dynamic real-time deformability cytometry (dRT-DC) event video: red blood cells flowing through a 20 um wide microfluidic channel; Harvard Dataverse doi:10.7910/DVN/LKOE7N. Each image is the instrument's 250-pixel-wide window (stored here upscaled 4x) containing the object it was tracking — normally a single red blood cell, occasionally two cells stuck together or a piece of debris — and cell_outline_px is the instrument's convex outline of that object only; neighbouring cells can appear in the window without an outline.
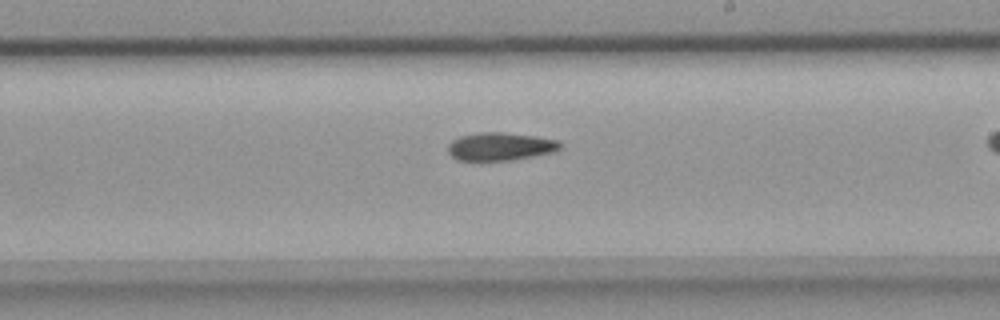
{"species": "common noctule bat (a hibernating species)", "species_latin": "Nyctalus noctula", "temperature_condition": "room temperature", "stored_images_in_passage": 28, "camera_frame_rate_fps": 3000, "um_per_image_px": 0.085, "animal": {"sex": "female", "body_mass_g": 18.4}, "frame": {"image": 1, "passage_image": 20, "time_ms": 6.333, "image_size_px": [1000, 320], "cell_outline_px": [[560, 148], [552, 152], [512, 160], [456, 160], [448, 152], [448, 144], [452, 140], [460, 136], [480, 132], [500, 132], [536, 136], [556, 140], [560, 144]], "centroid_in_image_um": [42.47, 12.45], "position_along_channel_um": 246.5, "area_um2": 18.09}}
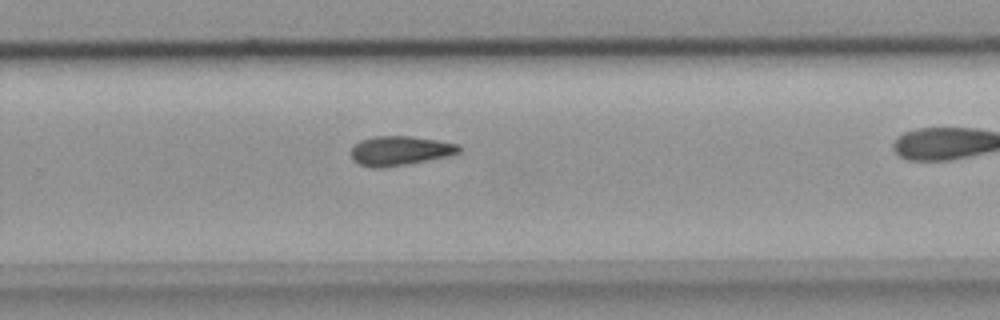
{"frame": {"image": 2, "passage_image": 23, "time_ms": 7.333, "image_size_px": [1000, 320], "cell_outline_px": [[460, 152], [448, 156], [408, 164], [380, 168], [372, 168], [360, 164], [352, 160], [348, 152], [360, 140], [376, 136], [412, 136], [460, 144]], "centroid_in_image_um": [33.97, 12.81], "position_along_channel_um": 295.8, "area_um2": 18.61}}
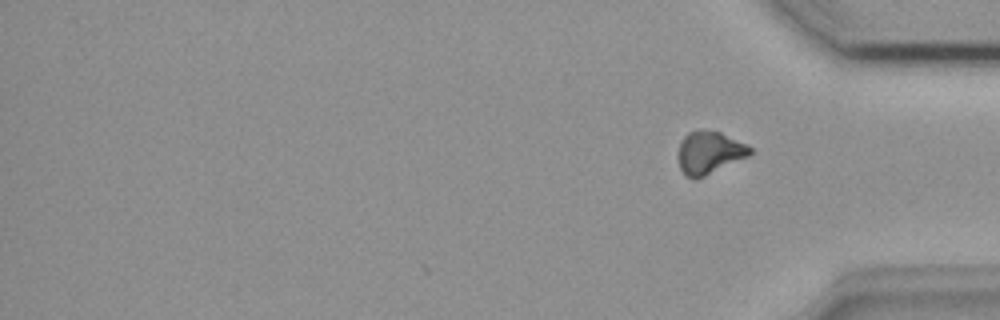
{"frame": {"image": 3, "passage_image": 28, "time_ms": 9.0, "image_size_px": [1000, 320], "cell_outline_px": [[752, 152], [748, 156], [696, 180], [692, 180], [680, 168], [676, 156], [680, 144], [684, 136], [688, 132], [704, 128], [720, 132], [748, 144], [752, 148]], "centroid_in_image_um": [60.27, 12.95], "position_along_channel_um": 374.9, "area_um2": 18.09}}